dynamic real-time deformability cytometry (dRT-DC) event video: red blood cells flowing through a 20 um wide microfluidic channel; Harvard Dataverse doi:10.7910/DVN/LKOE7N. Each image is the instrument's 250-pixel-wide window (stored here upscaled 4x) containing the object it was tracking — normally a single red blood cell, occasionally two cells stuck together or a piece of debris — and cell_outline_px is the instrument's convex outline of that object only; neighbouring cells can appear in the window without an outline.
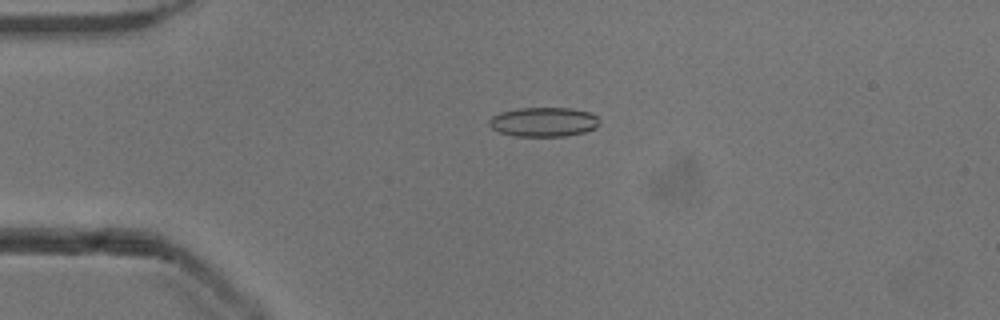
{"species": "common noctule bat (a hibernating species)", "species_latin": "Nyctalus noctula", "temperature_condition": "cold", "stored_images_in_passage": 53, "camera_frame_rate_fps": 3000, "um_per_image_px": 0.085, "animal": {"sex": "male", "body_mass_g": 13.3}, "frame": {"image": 1, "passage_image": 13, "time_ms": 4.0, "image_size_px": [1000, 320], "cell_outline_px": [[600, 124], [596, 128], [584, 132], [564, 136], [516, 136], [500, 132], [492, 128], [488, 124], [488, 120], [492, 116], [500, 112], [520, 108], [572, 108], [588, 112], [596, 116], [600, 120]], "centroid_in_image_um": [46.21, 10.36], "position_along_channel_um": 38.8, "area_um2": 18.9}}
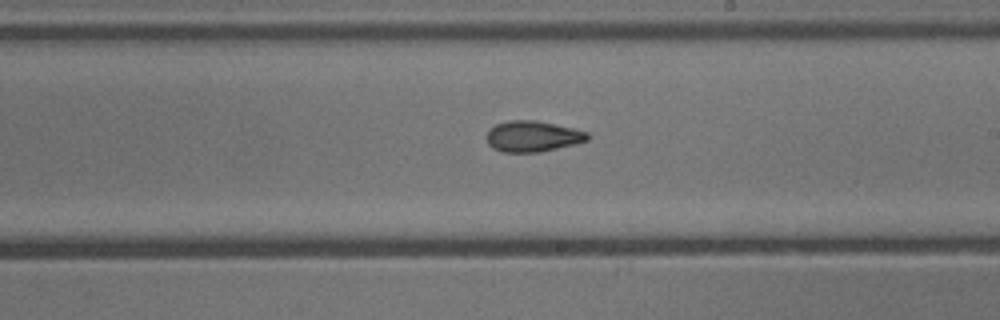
{"frame": {"image": 2, "passage_image": 31, "time_ms": 10.0, "image_size_px": [1000, 320], "cell_outline_px": [[588, 140], [576, 144], [540, 152], [504, 152], [492, 148], [488, 144], [484, 136], [488, 128], [496, 124], [508, 120], [536, 120], [572, 128], [588, 132]], "centroid_in_image_um": [45.22, 11.58], "position_along_channel_um": 243.8, "area_um2": 18.38}}
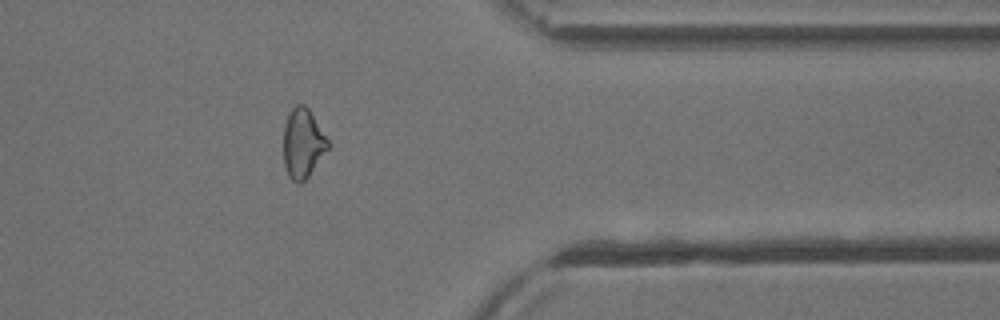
{"frame": {"image": 3, "passage_image": 43, "time_ms": 14.0, "image_size_px": [1000, 320], "cell_outline_px": [[328, 148], [308, 176], [300, 184], [296, 184], [288, 176], [284, 164], [284, 124], [288, 112], [296, 104], [304, 104], [308, 108], [328, 140]], "centroid_in_image_um": [25.71, 12.18], "position_along_channel_um": 385.7, "area_um2": 17.8}, "authors_computed_cell_mechanics": {"area_um2": 18.496, "velocity_mm_per_s": 3.9235, "shape_relaxation_time_tau1_ms": null, "shape_relaxation_time_tau2_ms": 2.6022, "deformation_change_tau1": null, "deformation_change_tau2": 0.0945}}